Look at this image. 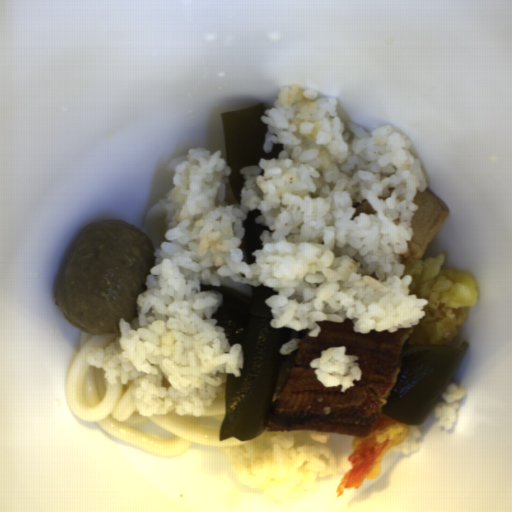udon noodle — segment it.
Returning a JSON list of instances; mask_svg holds the SVG:
<instances>
[{"label":"udon noodle","mask_w":512,"mask_h":512,"mask_svg":"<svg viewBox=\"0 0 512 512\" xmlns=\"http://www.w3.org/2000/svg\"><path fill=\"white\" fill-rule=\"evenodd\" d=\"M225 204H227L228 206L239 205L230 180L227 182L225 186Z\"/></svg>","instance_id":"obj_3"},{"label":"udon noodle","mask_w":512,"mask_h":512,"mask_svg":"<svg viewBox=\"0 0 512 512\" xmlns=\"http://www.w3.org/2000/svg\"><path fill=\"white\" fill-rule=\"evenodd\" d=\"M120 336H91L82 331L80 347L67 368L64 380L66 405L70 413L81 420L97 423L109 435L131 447L167 458L183 456L193 442L224 450L246 444V441L234 437L220 441L225 418L226 381L199 417L189 413L178 415L175 409L163 415H149L154 424L173 434L172 438H160L133 428L139 427L147 418V415L139 413L133 398L135 381L129 380L124 385L119 380L109 384L103 368L94 367L85 359L87 349H106Z\"/></svg>","instance_id":"obj_1"},{"label":"udon noodle","mask_w":512,"mask_h":512,"mask_svg":"<svg viewBox=\"0 0 512 512\" xmlns=\"http://www.w3.org/2000/svg\"><path fill=\"white\" fill-rule=\"evenodd\" d=\"M156 202L148 211L143 235L150 239L154 252L160 249L161 243L166 240L167 226L165 217L167 209L163 201Z\"/></svg>","instance_id":"obj_2"}]
</instances>
